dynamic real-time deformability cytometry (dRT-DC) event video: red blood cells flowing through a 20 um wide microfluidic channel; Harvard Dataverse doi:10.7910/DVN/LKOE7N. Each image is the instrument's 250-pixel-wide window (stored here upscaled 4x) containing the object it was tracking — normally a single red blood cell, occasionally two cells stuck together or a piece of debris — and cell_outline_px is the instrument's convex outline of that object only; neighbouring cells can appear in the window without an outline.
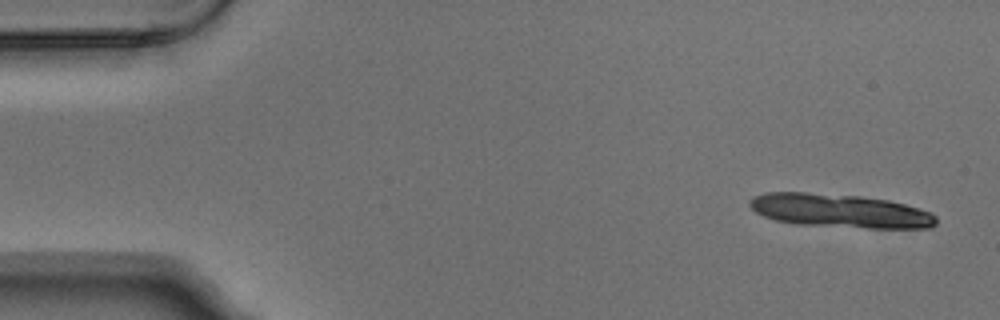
{"species": "Egyptian fruit bat (a non-hibernating species)", "species_latin": "Rousettus aegyptiacus", "temperature_condition": "warm", "stored_images_in_passage": 6, "camera_frame_rate_fps": 3000, "um_per_image_px": 0.085, "animal": {"sex": "male"}, "frame": {"image": 1, "passage_image": 1, "time_ms": 0.0, "image_size_px": [1000, 320], "cell_outline_px": [[936, 224], [928, 228], [864, 228], [796, 224], [776, 220], [764, 216], [756, 212], [748, 204], [748, 200], [752, 196], [764, 192], [804, 192], [860, 196], [888, 200], [920, 208], [932, 212], [936, 216]], "centroid_in_image_um": [71.38, 17.91], "position_along_channel_um": 13.6, "area_um2": 36.76}}
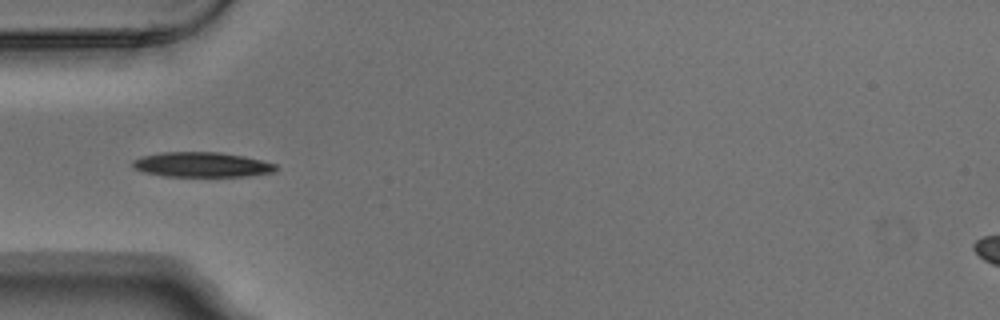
{"frame": {"image": 2, "passage_image": 5, "time_ms": 1.333, "image_size_px": [1000, 320], "cell_outline_px": [[276, 172], [244, 176], [160, 176], [144, 172], [132, 168], [132, 160], [144, 156], [160, 152], [220, 152], [244, 156], [276, 164]], "centroid_in_image_um": [17.12, 13.99], "position_along_channel_um": 67.9, "area_um2": 20.81}}
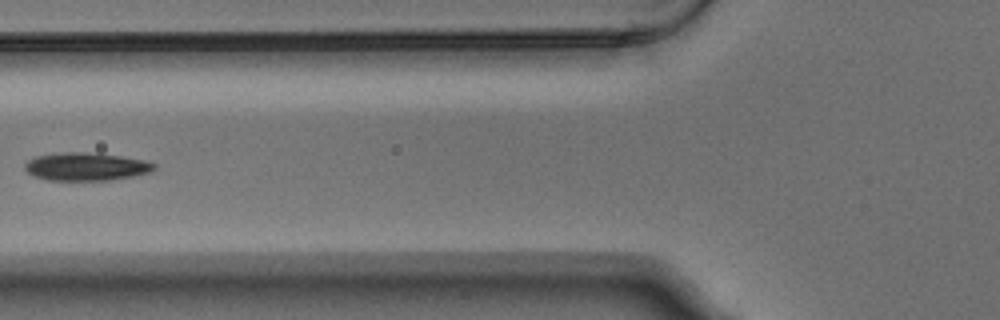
{"frame": {"image": 3, "passage_image": 6, "time_ms": 1.667, "image_size_px": [1000, 320], "cell_outline_px": [[156, 168], [152, 172], [132, 176], [108, 180], [48, 180], [32, 176], [24, 168], [24, 164], [28, 160], [36, 156], [64, 152], [80, 152], [120, 156], [148, 160], [156, 164]], "centroid_in_image_um": [7.33, 14.16], "position_along_channel_um": 118.5, "area_um2": 21.1}}